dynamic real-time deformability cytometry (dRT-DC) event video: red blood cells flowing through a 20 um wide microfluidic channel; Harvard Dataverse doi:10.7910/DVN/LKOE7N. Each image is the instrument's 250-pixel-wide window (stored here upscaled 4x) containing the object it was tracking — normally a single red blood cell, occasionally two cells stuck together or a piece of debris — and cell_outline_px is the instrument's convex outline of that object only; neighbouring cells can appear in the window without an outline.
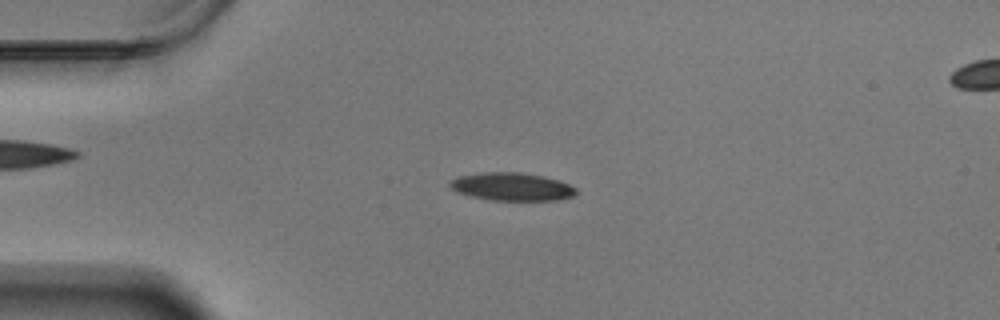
{"species": "Egyptian fruit bat (a non-hibernating species)", "species_latin": "Rousettus aegyptiacus", "temperature_condition": "warm", "stored_images_in_passage": 58, "camera_frame_rate_fps": 3000, "um_per_image_px": 0.085, "animal": {"sex": "male"}, "frame": {"image": 1, "passage_image": 14, "time_ms": 4.333, "image_size_px": [1000, 320], "cell_outline_px": [[576, 196], [556, 200], [488, 200], [472, 196], [460, 192], [452, 188], [448, 184], [456, 176], [480, 172], [520, 172], [544, 176], [560, 180], [576, 188]], "centroid_in_image_um": [43.53, 15.86], "position_along_channel_um": 41.5, "area_um2": 20.63}}
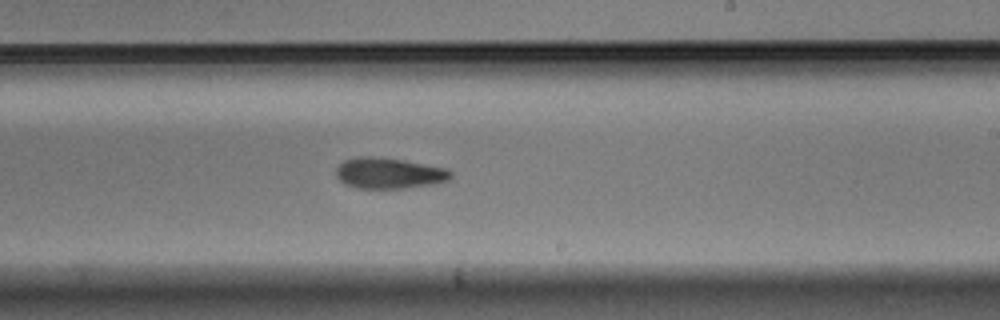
{"frame": {"image": 2, "passage_image": 35, "time_ms": 11.333, "image_size_px": [1000, 320], "cell_outline_px": [[452, 176], [448, 180], [432, 184], [404, 188], [356, 188], [344, 184], [336, 176], [336, 168], [344, 160], [356, 156], [372, 156], [404, 160], [448, 168], [452, 172]], "centroid_in_image_um": [33.05, 14.71], "position_along_channel_um": 255.9, "area_um2": 20.75}}
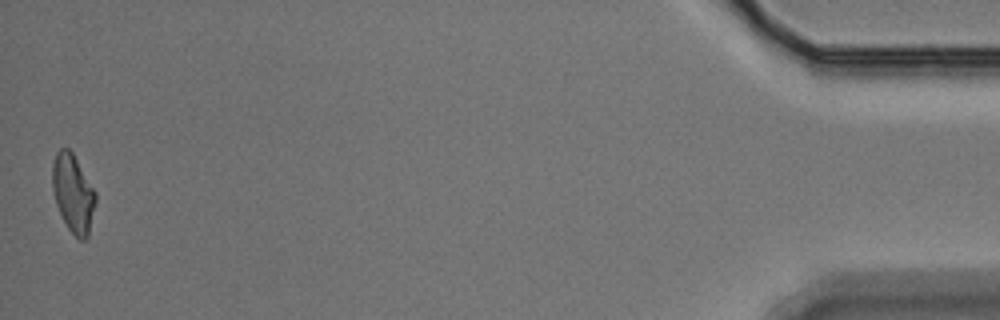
{"frame": {"image": 3, "passage_image": 58, "time_ms": 19.0, "image_size_px": [1000, 320], "cell_outline_px": [[96, 204], [88, 236], [84, 240], [80, 240], [68, 228], [56, 204], [52, 188], [52, 164], [56, 152], [60, 148], [68, 148], [72, 152], [96, 192]], "centroid_in_image_um": [6.21, 16.42], "position_along_channel_um": 429.0, "area_um2": 19.59}, "authors_computed_cell_mechanics": {"area_um2": 20.5768, "velocity_mm_per_s": 3.44, "shape_relaxation_time_tau1_ms": 8.2176, "shape_relaxation_time_tau2_ms": 6.1913, "deformation_change_tau1": 0.1744, "deformation_change_tau2": 0.1361}}